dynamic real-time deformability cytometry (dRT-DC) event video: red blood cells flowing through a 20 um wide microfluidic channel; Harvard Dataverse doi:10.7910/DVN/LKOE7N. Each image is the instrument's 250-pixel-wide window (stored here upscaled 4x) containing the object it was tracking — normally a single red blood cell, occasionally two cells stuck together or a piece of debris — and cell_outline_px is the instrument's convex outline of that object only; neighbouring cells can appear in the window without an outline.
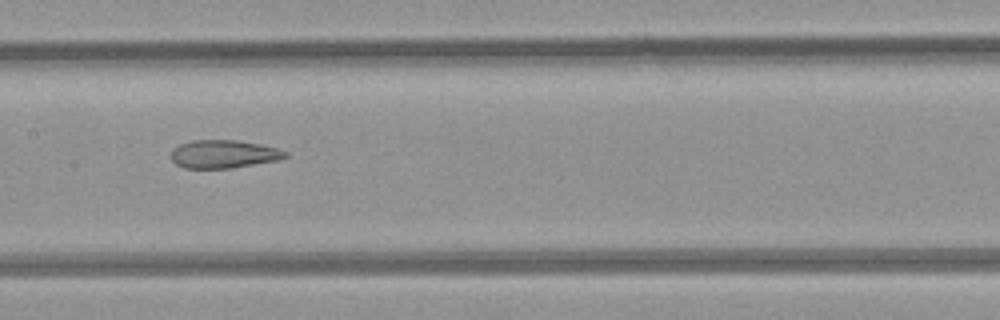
{"species": "common noctule bat (a hibernating species)", "species_latin": "Nyctalus noctula", "temperature_condition": "room temperature", "stored_images_in_passage": 12, "camera_frame_rate_fps": 3000, "um_per_image_px": 0.085, "animal": {"sex": "female", "body_mass_g": 21.9}, "frame": {"image": 1, "passage_image": 9, "time_ms": 10.0, "image_size_px": [1000, 320], "cell_outline_px": [[288, 156], [280, 160], [232, 168], [184, 168], [176, 164], [172, 160], [172, 148], [180, 144], [192, 140], [236, 140], [260, 144], [276, 148], [288, 152]], "centroid_in_image_um": [19.03, 13.1], "position_along_channel_um": 188.4, "area_um2": 18.79}}
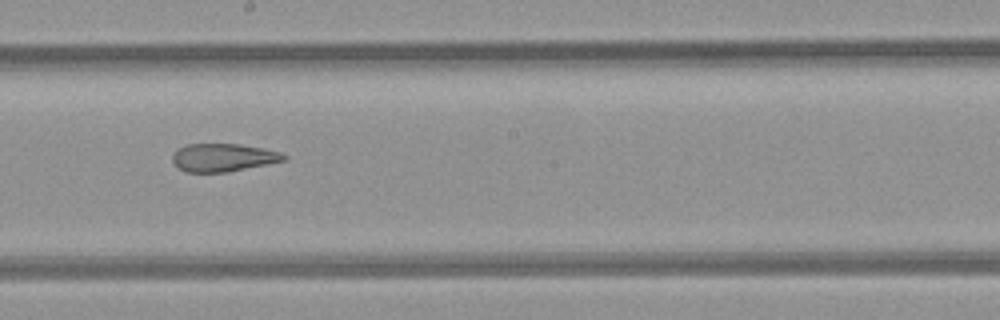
{"frame": {"image": 2, "passage_image": 10, "time_ms": 11.0, "image_size_px": [1000, 320], "cell_outline_px": [[288, 160], [228, 172], [184, 172], [172, 164], [172, 156], [180, 148], [188, 144], [240, 144], [264, 148], [280, 152], [288, 156]], "centroid_in_image_um": [19.0, 13.4], "position_along_channel_um": 229.2, "area_um2": 18.32}}
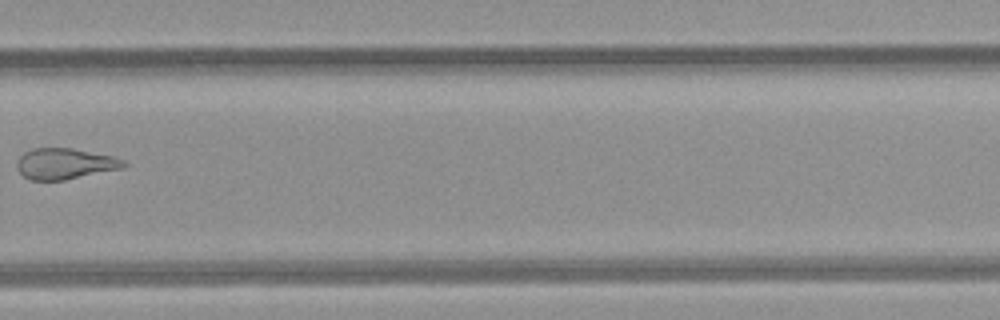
{"frame": {"image": 3, "passage_image": 12, "time_ms": 13.333, "image_size_px": [1000, 320], "cell_outline_px": [[128, 164], [124, 168], [64, 180], [32, 180], [24, 176], [16, 168], [16, 164], [20, 156], [24, 152], [32, 148], [72, 148], [112, 156], [124, 160]], "centroid_in_image_um": [5.52, 13.91], "position_along_channel_um": 324.3, "area_um2": 19.25}}